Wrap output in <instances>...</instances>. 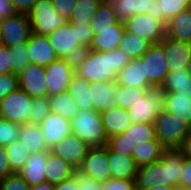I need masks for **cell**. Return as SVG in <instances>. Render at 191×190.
<instances>
[{
    "mask_svg": "<svg viewBox=\"0 0 191 190\" xmlns=\"http://www.w3.org/2000/svg\"><path fill=\"white\" fill-rule=\"evenodd\" d=\"M72 133L83 140L90 148L104 147L108 138L103 127L100 112L94 109L79 110L71 120Z\"/></svg>",
    "mask_w": 191,
    "mask_h": 190,
    "instance_id": "7a4b0ae2",
    "label": "cell"
},
{
    "mask_svg": "<svg viewBox=\"0 0 191 190\" xmlns=\"http://www.w3.org/2000/svg\"><path fill=\"white\" fill-rule=\"evenodd\" d=\"M19 87L18 75L13 73L0 74V100Z\"/></svg>",
    "mask_w": 191,
    "mask_h": 190,
    "instance_id": "c3c4849f",
    "label": "cell"
},
{
    "mask_svg": "<svg viewBox=\"0 0 191 190\" xmlns=\"http://www.w3.org/2000/svg\"><path fill=\"white\" fill-rule=\"evenodd\" d=\"M179 151L183 156L191 158V130L185 136Z\"/></svg>",
    "mask_w": 191,
    "mask_h": 190,
    "instance_id": "94428289",
    "label": "cell"
},
{
    "mask_svg": "<svg viewBox=\"0 0 191 190\" xmlns=\"http://www.w3.org/2000/svg\"><path fill=\"white\" fill-rule=\"evenodd\" d=\"M148 89L119 85V97L116 101L119 108L128 110L142 98Z\"/></svg>",
    "mask_w": 191,
    "mask_h": 190,
    "instance_id": "60d3db41",
    "label": "cell"
},
{
    "mask_svg": "<svg viewBox=\"0 0 191 190\" xmlns=\"http://www.w3.org/2000/svg\"><path fill=\"white\" fill-rule=\"evenodd\" d=\"M2 35H1V26H0V45H1Z\"/></svg>",
    "mask_w": 191,
    "mask_h": 190,
    "instance_id": "003e7915",
    "label": "cell"
},
{
    "mask_svg": "<svg viewBox=\"0 0 191 190\" xmlns=\"http://www.w3.org/2000/svg\"><path fill=\"white\" fill-rule=\"evenodd\" d=\"M39 0H11L15 13L28 15Z\"/></svg>",
    "mask_w": 191,
    "mask_h": 190,
    "instance_id": "db71d44e",
    "label": "cell"
},
{
    "mask_svg": "<svg viewBox=\"0 0 191 190\" xmlns=\"http://www.w3.org/2000/svg\"><path fill=\"white\" fill-rule=\"evenodd\" d=\"M58 58L63 59L72 49L81 46L79 42L78 28L66 22L58 29L47 35Z\"/></svg>",
    "mask_w": 191,
    "mask_h": 190,
    "instance_id": "ac0fdd59",
    "label": "cell"
},
{
    "mask_svg": "<svg viewBox=\"0 0 191 190\" xmlns=\"http://www.w3.org/2000/svg\"><path fill=\"white\" fill-rule=\"evenodd\" d=\"M39 126L49 149L72 133L71 121L53 112Z\"/></svg>",
    "mask_w": 191,
    "mask_h": 190,
    "instance_id": "d6986e66",
    "label": "cell"
},
{
    "mask_svg": "<svg viewBox=\"0 0 191 190\" xmlns=\"http://www.w3.org/2000/svg\"><path fill=\"white\" fill-rule=\"evenodd\" d=\"M164 50L168 71L186 69L191 61V44L177 41L167 36L159 43Z\"/></svg>",
    "mask_w": 191,
    "mask_h": 190,
    "instance_id": "9a60e30c",
    "label": "cell"
},
{
    "mask_svg": "<svg viewBox=\"0 0 191 190\" xmlns=\"http://www.w3.org/2000/svg\"><path fill=\"white\" fill-rule=\"evenodd\" d=\"M119 22L114 11L113 5L110 2H103L96 11L90 26L93 35H96L97 29L110 28Z\"/></svg>",
    "mask_w": 191,
    "mask_h": 190,
    "instance_id": "d590c367",
    "label": "cell"
},
{
    "mask_svg": "<svg viewBox=\"0 0 191 190\" xmlns=\"http://www.w3.org/2000/svg\"><path fill=\"white\" fill-rule=\"evenodd\" d=\"M8 54L13 74L19 75L31 64L27 42L8 47Z\"/></svg>",
    "mask_w": 191,
    "mask_h": 190,
    "instance_id": "f35d334b",
    "label": "cell"
},
{
    "mask_svg": "<svg viewBox=\"0 0 191 190\" xmlns=\"http://www.w3.org/2000/svg\"><path fill=\"white\" fill-rule=\"evenodd\" d=\"M74 178L76 179L80 190H102L100 182H96L95 180L86 177L79 172L74 174Z\"/></svg>",
    "mask_w": 191,
    "mask_h": 190,
    "instance_id": "816d5d0a",
    "label": "cell"
},
{
    "mask_svg": "<svg viewBox=\"0 0 191 190\" xmlns=\"http://www.w3.org/2000/svg\"><path fill=\"white\" fill-rule=\"evenodd\" d=\"M0 26L1 44L6 47L28 42L32 35L31 22L26 14L15 13L1 20Z\"/></svg>",
    "mask_w": 191,
    "mask_h": 190,
    "instance_id": "ba28073f",
    "label": "cell"
},
{
    "mask_svg": "<svg viewBox=\"0 0 191 190\" xmlns=\"http://www.w3.org/2000/svg\"><path fill=\"white\" fill-rule=\"evenodd\" d=\"M78 28L79 42L90 47L93 40V31L90 24H74Z\"/></svg>",
    "mask_w": 191,
    "mask_h": 190,
    "instance_id": "f5cc1de1",
    "label": "cell"
},
{
    "mask_svg": "<svg viewBox=\"0 0 191 190\" xmlns=\"http://www.w3.org/2000/svg\"><path fill=\"white\" fill-rule=\"evenodd\" d=\"M51 112L61 115L63 118L72 120L79 112L75 100L66 92L48 96Z\"/></svg>",
    "mask_w": 191,
    "mask_h": 190,
    "instance_id": "1f68e13d",
    "label": "cell"
},
{
    "mask_svg": "<svg viewBox=\"0 0 191 190\" xmlns=\"http://www.w3.org/2000/svg\"><path fill=\"white\" fill-rule=\"evenodd\" d=\"M134 180L137 190H147L156 186L159 180V161L138 167Z\"/></svg>",
    "mask_w": 191,
    "mask_h": 190,
    "instance_id": "8d00e7d4",
    "label": "cell"
},
{
    "mask_svg": "<svg viewBox=\"0 0 191 190\" xmlns=\"http://www.w3.org/2000/svg\"><path fill=\"white\" fill-rule=\"evenodd\" d=\"M162 8V16L166 24L173 16L191 7L189 0H157Z\"/></svg>",
    "mask_w": 191,
    "mask_h": 190,
    "instance_id": "7bdbcfd3",
    "label": "cell"
},
{
    "mask_svg": "<svg viewBox=\"0 0 191 190\" xmlns=\"http://www.w3.org/2000/svg\"><path fill=\"white\" fill-rule=\"evenodd\" d=\"M114 11L119 22L125 23L132 16L138 14H148L164 22L162 8L157 0H111Z\"/></svg>",
    "mask_w": 191,
    "mask_h": 190,
    "instance_id": "8fae6325",
    "label": "cell"
},
{
    "mask_svg": "<svg viewBox=\"0 0 191 190\" xmlns=\"http://www.w3.org/2000/svg\"><path fill=\"white\" fill-rule=\"evenodd\" d=\"M102 190H137L134 179H116L111 178L108 181L101 182Z\"/></svg>",
    "mask_w": 191,
    "mask_h": 190,
    "instance_id": "681fc988",
    "label": "cell"
},
{
    "mask_svg": "<svg viewBox=\"0 0 191 190\" xmlns=\"http://www.w3.org/2000/svg\"><path fill=\"white\" fill-rule=\"evenodd\" d=\"M20 131L21 125L0 118V146L5 147L17 141L20 136Z\"/></svg>",
    "mask_w": 191,
    "mask_h": 190,
    "instance_id": "ee69618b",
    "label": "cell"
},
{
    "mask_svg": "<svg viewBox=\"0 0 191 190\" xmlns=\"http://www.w3.org/2000/svg\"><path fill=\"white\" fill-rule=\"evenodd\" d=\"M92 102L93 109L98 112L116 109L119 97V84L116 81H93Z\"/></svg>",
    "mask_w": 191,
    "mask_h": 190,
    "instance_id": "e0dca14e",
    "label": "cell"
},
{
    "mask_svg": "<svg viewBox=\"0 0 191 190\" xmlns=\"http://www.w3.org/2000/svg\"><path fill=\"white\" fill-rule=\"evenodd\" d=\"M166 112L176 115L191 127V99L177 93H166Z\"/></svg>",
    "mask_w": 191,
    "mask_h": 190,
    "instance_id": "d6a6232c",
    "label": "cell"
},
{
    "mask_svg": "<svg viewBox=\"0 0 191 190\" xmlns=\"http://www.w3.org/2000/svg\"><path fill=\"white\" fill-rule=\"evenodd\" d=\"M108 162L111 178L135 179L138 172V166L131 156H126L113 151L108 146Z\"/></svg>",
    "mask_w": 191,
    "mask_h": 190,
    "instance_id": "cb8c5ba5",
    "label": "cell"
},
{
    "mask_svg": "<svg viewBox=\"0 0 191 190\" xmlns=\"http://www.w3.org/2000/svg\"><path fill=\"white\" fill-rule=\"evenodd\" d=\"M178 190H191V187H179Z\"/></svg>",
    "mask_w": 191,
    "mask_h": 190,
    "instance_id": "03108f58",
    "label": "cell"
},
{
    "mask_svg": "<svg viewBox=\"0 0 191 190\" xmlns=\"http://www.w3.org/2000/svg\"><path fill=\"white\" fill-rule=\"evenodd\" d=\"M151 45L152 43L147 39L125 30L119 48L130 59H136L140 58Z\"/></svg>",
    "mask_w": 191,
    "mask_h": 190,
    "instance_id": "836d02e7",
    "label": "cell"
},
{
    "mask_svg": "<svg viewBox=\"0 0 191 190\" xmlns=\"http://www.w3.org/2000/svg\"><path fill=\"white\" fill-rule=\"evenodd\" d=\"M77 172L100 183L111 179L108 145L90 148Z\"/></svg>",
    "mask_w": 191,
    "mask_h": 190,
    "instance_id": "52a82bcc",
    "label": "cell"
},
{
    "mask_svg": "<svg viewBox=\"0 0 191 190\" xmlns=\"http://www.w3.org/2000/svg\"><path fill=\"white\" fill-rule=\"evenodd\" d=\"M32 33L48 35L67 21L54 9L52 0H39L28 14Z\"/></svg>",
    "mask_w": 191,
    "mask_h": 190,
    "instance_id": "8992f818",
    "label": "cell"
},
{
    "mask_svg": "<svg viewBox=\"0 0 191 190\" xmlns=\"http://www.w3.org/2000/svg\"><path fill=\"white\" fill-rule=\"evenodd\" d=\"M12 73V65L10 64V56L8 47L0 45V74Z\"/></svg>",
    "mask_w": 191,
    "mask_h": 190,
    "instance_id": "11a10c76",
    "label": "cell"
},
{
    "mask_svg": "<svg viewBox=\"0 0 191 190\" xmlns=\"http://www.w3.org/2000/svg\"><path fill=\"white\" fill-rule=\"evenodd\" d=\"M46 162L47 151L33 153L29 156L27 162L18 173L30 187L46 182Z\"/></svg>",
    "mask_w": 191,
    "mask_h": 190,
    "instance_id": "603a6c76",
    "label": "cell"
},
{
    "mask_svg": "<svg viewBox=\"0 0 191 190\" xmlns=\"http://www.w3.org/2000/svg\"><path fill=\"white\" fill-rule=\"evenodd\" d=\"M67 92L75 100L79 110L93 109L91 82L75 73L70 79Z\"/></svg>",
    "mask_w": 191,
    "mask_h": 190,
    "instance_id": "f1b7e54d",
    "label": "cell"
},
{
    "mask_svg": "<svg viewBox=\"0 0 191 190\" xmlns=\"http://www.w3.org/2000/svg\"><path fill=\"white\" fill-rule=\"evenodd\" d=\"M27 44L32 64L47 67L59 59L47 35L32 33Z\"/></svg>",
    "mask_w": 191,
    "mask_h": 190,
    "instance_id": "ffe728a7",
    "label": "cell"
},
{
    "mask_svg": "<svg viewBox=\"0 0 191 190\" xmlns=\"http://www.w3.org/2000/svg\"><path fill=\"white\" fill-rule=\"evenodd\" d=\"M30 190H54V185L49 182H43L30 187Z\"/></svg>",
    "mask_w": 191,
    "mask_h": 190,
    "instance_id": "6125c7cd",
    "label": "cell"
},
{
    "mask_svg": "<svg viewBox=\"0 0 191 190\" xmlns=\"http://www.w3.org/2000/svg\"><path fill=\"white\" fill-rule=\"evenodd\" d=\"M33 108L32 97L18 87L0 100V118L22 125L29 122Z\"/></svg>",
    "mask_w": 191,
    "mask_h": 190,
    "instance_id": "5b68a950",
    "label": "cell"
},
{
    "mask_svg": "<svg viewBox=\"0 0 191 190\" xmlns=\"http://www.w3.org/2000/svg\"><path fill=\"white\" fill-rule=\"evenodd\" d=\"M124 31L125 25L123 22H118L110 28L97 29L90 49L96 52H105L119 48Z\"/></svg>",
    "mask_w": 191,
    "mask_h": 190,
    "instance_id": "44dd1931",
    "label": "cell"
},
{
    "mask_svg": "<svg viewBox=\"0 0 191 190\" xmlns=\"http://www.w3.org/2000/svg\"><path fill=\"white\" fill-rule=\"evenodd\" d=\"M186 70H187V72L189 73V75H190V77H191V61H190V63L187 65Z\"/></svg>",
    "mask_w": 191,
    "mask_h": 190,
    "instance_id": "e7e4bbea",
    "label": "cell"
},
{
    "mask_svg": "<svg viewBox=\"0 0 191 190\" xmlns=\"http://www.w3.org/2000/svg\"><path fill=\"white\" fill-rule=\"evenodd\" d=\"M131 61L120 48L96 52L90 50L86 60L75 73L89 82L116 81L118 72Z\"/></svg>",
    "mask_w": 191,
    "mask_h": 190,
    "instance_id": "6da1fadb",
    "label": "cell"
},
{
    "mask_svg": "<svg viewBox=\"0 0 191 190\" xmlns=\"http://www.w3.org/2000/svg\"><path fill=\"white\" fill-rule=\"evenodd\" d=\"M15 173L10 166L5 147L0 146V179Z\"/></svg>",
    "mask_w": 191,
    "mask_h": 190,
    "instance_id": "6f0895ef",
    "label": "cell"
},
{
    "mask_svg": "<svg viewBox=\"0 0 191 190\" xmlns=\"http://www.w3.org/2000/svg\"><path fill=\"white\" fill-rule=\"evenodd\" d=\"M124 25L126 31L137 34L152 44L160 43L166 36V24L148 14L134 15Z\"/></svg>",
    "mask_w": 191,
    "mask_h": 190,
    "instance_id": "9c48e42d",
    "label": "cell"
},
{
    "mask_svg": "<svg viewBox=\"0 0 191 190\" xmlns=\"http://www.w3.org/2000/svg\"><path fill=\"white\" fill-rule=\"evenodd\" d=\"M141 58L144 77H148L149 86L160 87L169 72L163 47L159 43L152 44Z\"/></svg>",
    "mask_w": 191,
    "mask_h": 190,
    "instance_id": "30bf717a",
    "label": "cell"
},
{
    "mask_svg": "<svg viewBox=\"0 0 191 190\" xmlns=\"http://www.w3.org/2000/svg\"><path fill=\"white\" fill-rule=\"evenodd\" d=\"M166 36L191 44V7L173 16L166 23Z\"/></svg>",
    "mask_w": 191,
    "mask_h": 190,
    "instance_id": "484cf974",
    "label": "cell"
},
{
    "mask_svg": "<svg viewBox=\"0 0 191 190\" xmlns=\"http://www.w3.org/2000/svg\"><path fill=\"white\" fill-rule=\"evenodd\" d=\"M154 125L156 138L165 150H179L191 130L187 123L165 110L156 117Z\"/></svg>",
    "mask_w": 191,
    "mask_h": 190,
    "instance_id": "3957f363",
    "label": "cell"
},
{
    "mask_svg": "<svg viewBox=\"0 0 191 190\" xmlns=\"http://www.w3.org/2000/svg\"><path fill=\"white\" fill-rule=\"evenodd\" d=\"M52 3L56 12L68 21L77 5V0H52Z\"/></svg>",
    "mask_w": 191,
    "mask_h": 190,
    "instance_id": "f907efd6",
    "label": "cell"
},
{
    "mask_svg": "<svg viewBox=\"0 0 191 190\" xmlns=\"http://www.w3.org/2000/svg\"><path fill=\"white\" fill-rule=\"evenodd\" d=\"M90 147L75 134L71 133L50 148V152L67 161L76 170L81 166Z\"/></svg>",
    "mask_w": 191,
    "mask_h": 190,
    "instance_id": "7c38bea8",
    "label": "cell"
},
{
    "mask_svg": "<svg viewBox=\"0 0 191 190\" xmlns=\"http://www.w3.org/2000/svg\"><path fill=\"white\" fill-rule=\"evenodd\" d=\"M100 114L107 138L123 133L132 124L128 111L123 108L117 107L113 110L102 111Z\"/></svg>",
    "mask_w": 191,
    "mask_h": 190,
    "instance_id": "83f0119b",
    "label": "cell"
},
{
    "mask_svg": "<svg viewBox=\"0 0 191 190\" xmlns=\"http://www.w3.org/2000/svg\"><path fill=\"white\" fill-rule=\"evenodd\" d=\"M184 156L179 150H165L159 160L158 184L179 188Z\"/></svg>",
    "mask_w": 191,
    "mask_h": 190,
    "instance_id": "4fadbf2b",
    "label": "cell"
},
{
    "mask_svg": "<svg viewBox=\"0 0 191 190\" xmlns=\"http://www.w3.org/2000/svg\"><path fill=\"white\" fill-rule=\"evenodd\" d=\"M90 50V47L81 45L72 49L63 59L74 71H76V69L86 60Z\"/></svg>",
    "mask_w": 191,
    "mask_h": 190,
    "instance_id": "bcb514c9",
    "label": "cell"
},
{
    "mask_svg": "<svg viewBox=\"0 0 191 190\" xmlns=\"http://www.w3.org/2000/svg\"><path fill=\"white\" fill-rule=\"evenodd\" d=\"M5 151L7 158L10 161L11 169L15 173H18L23 168L30 156L28 150H26L21 142L17 140L11 144L6 145Z\"/></svg>",
    "mask_w": 191,
    "mask_h": 190,
    "instance_id": "ab89813d",
    "label": "cell"
},
{
    "mask_svg": "<svg viewBox=\"0 0 191 190\" xmlns=\"http://www.w3.org/2000/svg\"><path fill=\"white\" fill-rule=\"evenodd\" d=\"M103 2H110L111 0H102Z\"/></svg>",
    "mask_w": 191,
    "mask_h": 190,
    "instance_id": "a7ac6f4b",
    "label": "cell"
},
{
    "mask_svg": "<svg viewBox=\"0 0 191 190\" xmlns=\"http://www.w3.org/2000/svg\"><path fill=\"white\" fill-rule=\"evenodd\" d=\"M33 109L29 114V123L40 125L51 113L48 97L32 98Z\"/></svg>",
    "mask_w": 191,
    "mask_h": 190,
    "instance_id": "b9f144b4",
    "label": "cell"
},
{
    "mask_svg": "<svg viewBox=\"0 0 191 190\" xmlns=\"http://www.w3.org/2000/svg\"><path fill=\"white\" fill-rule=\"evenodd\" d=\"M19 142L28 150L29 154L49 151L41 128L37 124L25 123L21 125Z\"/></svg>",
    "mask_w": 191,
    "mask_h": 190,
    "instance_id": "4316f807",
    "label": "cell"
},
{
    "mask_svg": "<svg viewBox=\"0 0 191 190\" xmlns=\"http://www.w3.org/2000/svg\"><path fill=\"white\" fill-rule=\"evenodd\" d=\"M54 190H80L76 179L73 177L54 185Z\"/></svg>",
    "mask_w": 191,
    "mask_h": 190,
    "instance_id": "91938a15",
    "label": "cell"
},
{
    "mask_svg": "<svg viewBox=\"0 0 191 190\" xmlns=\"http://www.w3.org/2000/svg\"><path fill=\"white\" fill-rule=\"evenodd\" d=\"M48 96L67 91L70 79L75 71L64 59H58L45 67Z\"/></svg>",
    "mask_w": 191,
    "mask_h": 190,
    "instance_id": "2e32d148",
    "label": "cell"
},
{
    "mask_svg": "<svg viewBox=\"0 0 191 190\" xmlns=\"http://www.w3.org/2000/svg\"><path fill=\"white\" fill-rule=\"evenodd\" d=\"M0 190H30V186L19 173H13L0 179Z\"/></svg>",
    "mask_w": 191,
    "mask_h": 190,
    "instance_id": "7dc6e473",
    "label": "cell"
},
{
    "mask_svg": "<svg viewBox=\"0 0 191 190\" xmlns=\"http://www.w3.org/2000/svg\"><path fill=\"white\" fill-rule=\"evenodd\" d=\"M107 145L120 154L131 156L134 151L133 143L123 133L108 138Z\"/></svg>",
    "mask_w": 191,
    "mask_h": 190,
    "instance_id": "f6af8a7d",
    "label": "cell"
},
{
    "mask_svg": "<svg viewBox=\"0 0 191 190\" xmlns=\"http://www.w3.org/2000/svg\"><path fill=\"white\" fill-rule=\"evenodd\" d=\"M19 88L30 97H48V87L45 67L29 64L25 70L18 75Z\"/></svg>",
    "mask_w": 191,
    "mask_h": 190,
    "instance_id": "5bb4252c",
    "label": "cell"
},
{
    "mask_svg": "<svg viewBox=\"0 0 191 190\" xmlns=\"http://www.w3.org/2000/svg\"><path fill=\"white\" fill-rule=\"evenodd\" d=\"M15 14L11 0H0V21Z\"/></svg>",
    "mask_w": 191,
    "mask_h": 190,
    "instance_id": "680465c9",
    "label": "cell"
},
{
    "mask_svg": "<svg viewBox=\"0 0 191 190\" xmlns=\"http://www.w3.org/2000/svg\"><path fill=\"white\" fill-rule=\"evenodd\" d=\"M147 190H178L177 187H171V186H166L164 184H157L153 188L147 189Z\"/></svg>",
    "mask_w": 191,
    "mask_h": 190,
    "instance_id": "be15d7a7",
    "label": "cell"
},
{
    "mask_svg": "<svg viewBox=\"0 0 191 190\" xmlns=\"http://www.w3.org/2000/svg\"><path fill=\"white\" fill-rule=\"evenodd\" d=\"M119 85L149 89L148 77H144L142 58L131 59L127 66L121 69L116 77Z\"/></svg>",
    "mask_w": 191,
    "mask_h": 190,
    "instance_id": "7402d4cb",
    "label": "cell"
},
{
    "mask_svg": "<svg viewBox=\"0 0 191 190\" xmlns=\"http://www.w3.org/2000/svg\"><path fill=\"white\" fill-rule=\"evenodd\" d=\"M160 87L166 93H177L191 99V77L186 69L168 72Z\"/></svg>",
    "mask_w": 191,
    "mask_h": 190,
    "instance_id": "f546056e",
    "label": "cell"
},
{
    "mask_svg": "<svg viewBox=\"0 0 191 190\" xmlns=\"http://www.w3.org/2000/svg\"><path fill=\"white\" fill-rule=\"evenodd\" d=\"M166 91L161 87L149 88L140 100L129 107L132 123L154 124L156 117L165 109Z\"/></svg>",
    "mask_w": 191,
    "mask_h": 190,
    "instance_id": "277c9868",
    "label": "cell"
},
{
    "mask_svg": "<svg viewBox=\"0 0 191 190\" xmlns=\"http://www.w3.org/2000/svg\"><path fill=\"white\" fill-rule=\"evenodd\" d=\"M165 149L162 147L159 140L146 141L137 143L134 146L132 158L138 167L159 161Z\"/></svg>",
    "mask_w": 191,
    "mask_h": 190,
    "instance_id": "4dcf8cb0",
    "label": "cell"
},
{
    "mask_svg": "<svg viewBox=\"0 0 191 190\" xmlns=\"http://www.w3.org/2000/svg\"><path fill=\"white\" fill-rule=\"evenodd\" d=\"M179 187H191V158L185 156Z\"/></svg>",
    "mask_w": 191,
    "mask_h": 190,
    "instance_id": "9f6ffc18",
    "label": "cell"
},
{
    "mask_svg": "<svg viewBox=\"0 0 191 190\" xmlns=\"http://www.w3.org/2000/svg\"><path fill=\"white\" fill-rule=\"evenodd\" d=\"M124 135L133 143H143L156 139L155 125L146 123H132L124 132Z\"/></svg>",
    "mask_w": 191,
    "mask_h": 190,
    "instance_id": "74e56055",
    "label": "cell"
},
{
    "mask_svg": "<svg viewBox=\"0 0 191 190\" xmlns=\"http://www.w3.org/2000/svg\"><path fill=\"white\" fill-rule=\"evenodd\" d=\"M102 3V0H77V5L67 22L71 24H90Z\"/></svg>",
    "mask_w": 191,
    "mask_h": 190,
    "instance_id": "e575fe53",
    "label": "cell"
},
{
    "mask_svg": "<svg viewBox=\"0 0 191 190\" xmlns=\"http://www.w3.org/2000/svg\"><path fill=\"white\" fill-rule=\"evenodd\" d=\"M77 170L64 159L47 151V162L45 167L46 182L53 185L67 180L74 176Z\"/></svg>",
    "mask_w": 191,
    "mask_h": 190,
    "instance_id": "d4e9b609",
    "label": "cell"
}]
</instances>
